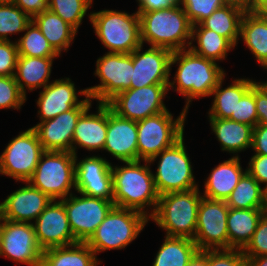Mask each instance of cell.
Listing matches in <instances>:
<instances>
[{"instance_id": "cell-1", "label": "cell", "mask_w": 267, "mask_h": 266, "mask_svg": "<svg viewBox=\"0 0 267 266\" xmlns=\"http://www.w3.org/2000/svg\"><path fill=\"white\" fill-rule=\"evenodd\" d=\"M124 167H113V203L116 207L133 209L145 215L144 207H157L159 194L156 190L150 166L140 165L138 161H126Z\"/></svg>"}, {"instance_id": "cell-2", "label": "cell", "mask_w": 267, "mask_h": 266, "mask_svg": "<svg viewBox=\"0 0 267 266\" xmlns=\"http://www.w3.org/2000/svg\"><path fill=\"white\" fill-rule=\"evenodd\" d=\"M179 63L174 81L169 82L168 88H175L181 95L186 97L187 102L184 110L187 111L192 99L211 96L213 89L225 76L223 69L210 59H206L191 49L175 51L172 54L170 66Z\"/></svg>"}, {"instance_id": "cell-3", "label": "cell", "mask_w": 267, "mask_h": 266, "mask_svg": "<svg viewBox=\"0 0 267 266\" xmlns=\"http://www.w3.org/2000/svg\"><path fill=\"white\" fill-rule=\"evenodd\" d=\"M140 16L141 43L168 49L171 52L186 49L191 40L192 23L180 6L137 12Z\"/></svg>"}, {"instance_id": "cell-4", "label": "cell", "mask_w": 267, "mask_h": 266, "mask_svg": "<svg viewBox=\"0 0 267 266\" xmlns=\"http://www.w3.org/2000/svg\"><path fill=\"white\" fill-rule=\"evenodd\" d=\"M202 197L199 188L163 194L159 196L156 210L149 218L166 230L167 236L194 239Z\"/></svg>"}, {"instance_id": "cell-5", "label": "cell", "mask_w": 267, "mask_h": 266, "mask_svg": "<svg viewBox=\"0 0 267 266\" xmlns=\"http://www.w3.org/2000/svg\"><path fill=\"white\" fill-rule=\"evenodd\" d=\"M148 218L139 211L114 206L86 243L95 254L125 248L139 235Z\"/></svg>"}, {"instance_id": "cell-6", "label": "cell", "mask_w": 267, "mask_h": 266, "mask_svg": "<svg viewBox=\"0 0 267 266\" xmlns=\"http://www.w3.org/2000/svg\"><path fill=\"white\" fill-rule=\"evenodd\" d=\"M96 35L109 52L132 53L141 43L140 16L136 12L102 10L89 17Z\"/></svg>"}, {"instance_id": "cell-7", "label": "cell", "mask_w": 267, "mask_h": 266, "mask_svg": "<svg viewBox=\"0 0 267 266\" xmlns=\"http://www.w3.org/2000/svg\"><path fill=\"white\" fill-rule=\"evenodd\" d=\"M75 164L72 152L44 151L27 183L52 200L64 199L72 194L70 189L75 188Z\"/></svg>"}, {"instance_id": "cell-8", "label": "cell", "mask_w": 267, "mask_h": 266, "mask_svg": "<svg viewBox=\"0 0 267 266\" xmlns=\"http://www.w3.org/2000/svg\"><path fill=\"white\" fill-rule=\"evenodd\" d=\"M187 111L173 120L167 110L137 121L138 160L149 161L183 137Z\"/></svg>"}, {"instance_id": "cell-9", "label": "cell", "mask_w": 267, "mask_h": 266, "mask_svg": "<svg viewBox=\"0 0 267 266\" xmlns=\"http://www.w3.org/2000/svg\"><path fill=\"white\" fill-rule=\"evenodd\" d=\"M159 156L158 168L156 174H153L159 196L170 192L198 188L194 180L190 159L186 153L183 137L171 147L164 149L145 162L150 164Z\"/></svg>"}, {"instance_id": "cell-10", "label": "cell", "mask_w": 267, "mask_h": 266, "mask_svg": "<svg viewBox=\"0 0 267 266\" xmlns=\"http://www.w3.org/2000/svg\"><path fill=\"white\" fill-rule=\"evenodd\" d=\"M95 75L100 85L83 89L79 93L97 99L99 103H108L118 93L130 89L132 77V53L107 52L97 59Z\"/></svg>"}, {"instance_id": "cell-11", "label": "cell", "mask_w": 267, "mask_h": 266, "mask_svg": "<svg viewBox=\"0 0 267 266\" xmlns=\"http://www.w3.org/2000/svg\"><path fill=\"white\" fill-rule=\"evenodd\" d=\"M44 152L33 128L21 132L8 143L0 156V174L27 182Z\"/></svg>"}, {"instance_id": "cell-12", "label": "cell", "mask_w": 267, "mask_h": 266, "mask_svg": "<svg viewBox=\"0 0 267 266\" xmlns=\"http://www.w3.org/2000/svg\"><path fill=\"white\" fill-rule=\"evenodd\" d=\"M168 85L154 84L128 89L118 93L107 104L118 116L137 122L168 110L163 102L169 90Z\"/></svg>"}, {"instance_id": "cell-13", "label": "cell", "mask_w": 267, "mask_h": 266, "mask_svg": "<svg viewBox=\"0 0 267 266\" xmlns=\"http://www.w3.org/2000/svg\"><path fill=\"white\" fill-rule=\"evenodd\" d=\"M60 201L67 212L70 229L77 242H87L115 206L113 201L81 194Z\"/></svg>"}, {"instance_id": "cell-14", "label": "cell", "mask_w": 267, "mask_h": 266, "mask_svg": "<svg viewBox=\"0 0 267 266\" xmlns=\"http://www.w3.org/2000/svg\"><path fill=\"white\" fill-rule=\"evenodd\" d=\"M229 206L225 200L202 197L197 212L194 242L199 251L229 249L227 217Z\"/></svg>"}, {"instance_id": "cell-15", "label": "cell", "mask_w": 267, "mask_h": 266, "mask_svg": "<svg viewBox=\"0 0 267 266\" xmlns=\"http://www.w3.org/2000/svg\"><path fill=\"white\" fill-rule=\"evenodd\" d=\"M39 247L33 223L5 220L0 239V256L29 266H41Z\"/></svg>"}, {"instance_id": "cell-16", "label": "cell", "mask_w": 267, "mask_h": 266, "mask_svg": "<svg viewBox=\"0 0 267 266\" xmlns=\"http://www.w3.org/2000/svg\"><path fill=\"white\" fill-rule=\"evenodd\" d=\"M142 46L143 44L132 52L130 89L154 84H169L170 62L173 52L151 46L145 52L140 53Z\"/></svg>"}, {"instance_id": "cell-17", "label": "cell", "mask_w": 267, "mask_h": 266, "mask_svg": "<svg viewBox=\"0 0 267 266\" xmlns=\"http://www.w3.org/2000/svg\"><path fill=\"white\" fill-rule=\"evenodd\" d=\"M75 190L91 197L113 201L112 165L101 157H87L77 162L75 155Z\"/></svg>"}, {"instance_id": "cell-18", "label": "cell", "mask_w": 267, "mask_h": 266, "mask_svg": "<svg viewBox=\"0 0 267 266\" xmlns=\"http://www.w3.org/2000/svg\"><path fill=\"white\" fill-rule=\"evenodd\" d=\"M55 201L49 203L33 224L36 240L42 251L77 243L70 229L64 204Z\"/></svg>"}, {"instance_id": "cell-19", "label": "cell", "mask_w": 267, "mask_h": 266, "mask_svg": "<svg viewBox=\"0 0 267 266\" xmlns=\"http://www.w3.org/2000/svg\"><path fill=\"white\" fill-rule=\"evenodd\" d=\"M90 107H74L51 120L32 127L44 151L72 152L74 129L80 116Z\"/></svg>"}, {"instance_id": "cell-20", "label": "cell", "mask_w": 267, "mask_h": 266, "mask_svg": "<svg viewBox=\"0 0 267 266\" xmlns=\"http://www.w3.org/2000/svg\"><path fill=\"white\" fill-rule=\"evenodd\" d=\"M103 150L122 162L138 161L137 122L118 116L107 104V133Z\"/></svg>"}, {"instance_id": "cell-21", "label": "cell", "mask_w": 267, "mask_h": 266, "mask_svg": "<svg viewBox=\"0 0 267 266\" xmlns=\"http://www.w3.org/2000/svg\"><path fill=\"white\" fill-rule=\"evenodd\" d=\"M65 79V80H64ZM55 80L46 85L37 101L41 122L51 120L74 107H91V98L78 100L77 90L69 78Z\"/></svg>"}, {"instance_id": "cell-22", "label": "cell", "mask_w": 267, "mask_h": 266, "mask_svg": "<svg viewBox=\"0 0 267 266\" xmlns=\"http://www.w3.org/2000/svg\"><path fill=\"white\" fill-rule=\"evenodd\" d=\"M24 187L14 191L2 203L5 220L14 222H30L44 211L52 199L41 190L26 182Z\"/></svg>"}, {"instance_id": "cell-23", "label": "cell", "mask_w": 267, "mask_h": 266, "mask_svg": "<svg viewBox=\"0 0 267 266\" xmlns=\"http://www.w3.org/2000/svg\"><path fill=\"white\" fill-rule=\"evenodd\" d=\"M87 109L78 119L74 129L72 153L76 155V145L87 150L104 148L107 133V104L99 103L97 114H88ZM76 144V145H75Z\"/></svg>"}, {"instance_id": "cell-24", "label": "cell", "mask_w": 267, "mask_h": 266, "mask_svg": "<svg viewBox=\"0 0 267 266\" xmlns=\"http://www.w3.org/2000/svg\"><path fill=\"white\" fill-rule=\"evenodd\" d=\"M244 173L238 155L220 163L209 174L202 196L211 200L226 201Z\"/></svg>"}, {"instance_id": "cell-25", "label": "cell", "mask_w": 267, "mask_h": 266, "mask_svg": "<svg viewBox=\"0 0 267 266\" xmlns=\"http://www.w3.org/2000/svg\"><path fill=\"white\" fill-rule=\"evenodd\" d=\"M56 57H27L18 56L15 80L20 91L26 96L30 91L48 85L53 59Z\"/></svg>"}, {"instance_id": "cell-26", "label": "cell", "mask_w": 267, "mask_h": 266, "mask_svg": "<svg viewBox=\"0 0 267 266\" xmlns=\"http://www.w3.org/2000/svg\"><path fill=\"white\" fill-rule=\"evenodd\" d=\"M265 209H235L229 207L227 230L229 249H243L253 236Z\"/></svg>"}, {"instance_id": "cell-27", "label": "cell", "mask_w": 267, "mask_h": 266, "mask_svg": "<svg viewBox=\"0 0 267 266\" xmlns=\"http://www.w3.org/2000/svg\"><path fill=\"white\" fill-rule=\"evenodd\" d=\"M209 119L222 151L238 153L252 146L253 126L230 119Z\"/></svg>"}, {"instance_id": "cell-28", "label": "cell", "mask_w": 267, "mask_h": 266, "mask_svg": "<svg viewBox=\"0 0 267 266\" xmlns=\"http://www.w3.org/2000/svg\"><path fill=\"white\" fill-rule=\"evenodd\" d=\"M96 257L86 242H77L43 250L41 266H97Z\"/></svg>"}, {"instance_id": "cell-29", "label": "cell", "mask_w": 267, "mask_h": 266, "mask_svg": "<svg viewBox=\"0 0 267 266\" xmlns=\"http://www.w3.org/2000/svg\"><path fill=\"white\" fill-rule=\"evenodd\" d=\"M240 37L256 60L267 69V18L252 10L246 11L240 25Z\"/></svg>"}, {"instance_id": "cell-30", "label": "cell", "mask_w": 267, "mask_h": 266, "mask_svg": "<svg viewBox=\"0 0 267 266\" xmlns=\"http://www.w3.org/2000/svg\"><path fill=\"white\" fill-rule=\"evenodd\" d=\"M218 82L211 95H215L209 118L229 119L236 116V107L242 96L252 87L255 81L250 79H236L233 84L222 89V81Z\"/></svg>"}, {"instance_id": "cell-31", "label": "cell", "mask_w": 267, "mask_h": 266, "mask_svg": "<svg viewBox=\"0 0 267 266\" xmlns=\"http://www.w3.org/2000/svg\"><path fill=\"white\" fill-rule=\"evenodd\" d=\"M32 21L59 55L62 50H67L77 33L71 25L49 9L35 15Z\"/></svg>"}, {"instance_id": "cell-32", "label": "cell", "mask_w": 267, "mask_h": 266, "mask_svg": "<svg viewBox=\"0 0 267 266\" xmlns=\"http://www.w3.org/2000/svg\"><path fill=\"white\" fill-rule=\"evenodd\" d=\"M246 10L234 4H225L215 10L208 18L200 24L209 30L227 38L234 46L240 36V25Z\"/></svg>"}, {"instance_id": "cell-33", "label": "cell", "mask_w": 267, "mask_h": 266, "mask_svg": "<svg viewBox=\"0 0 267 266\" xmlns=\"http://www.w3.org/2000/svg\"><path fill=\"white\" fill-rule=\"evenodd\" d=\"M198 251L193 239L166 235L153 266H187Z\"/></svg>"}, {"instance_id": "cell-34", "label": "cell", "mask_w": 267, "mask_h": 266, "mask_svg": "<svg viewBox=\"0 0 267 266\" xmlns=\"http://www.w3.org/2000/svg\"><path fill=\"white\" fill-rule=\"evenodd\" d=\"M194 39H197L198 47L192 46ZM187 44L194 53L215 62L225 59L227 52L235 47L227 38L204 28L201 24L193 25L191 41L188 40Z\"/></svg>"}, {"instance_id": "cell-35", "label": "cell", "mask_w": 267, "mask_h": 266, "mask_svg": "<svg viewBox=\"0 0 267 266\" xmlns=\"http://www.w3.org/2000/svg\"><path fill=\"white\" fill-rule=\"evenodd\" d=\"M226 203L235 209H264L265 189L245 171Z\"/></svg>"}, {"instance_id": "cell-36", "label": "cell", "mask_w": 267, "mask_h": 266, "mask_svg": "<svg viewBox=\"0 0 267 266\" xmlns=\"http://www.w3.org/2000/svg\"><path fill=\"white\" fill-rule=\"evenodd\" d=\"M24 31V36L18 39L19 56L27 57H57L59 54L49 44L38 26L31 21Z\"/></svg>"}, {"instance_id": "cell-37", "label": "cell", "mask_w": 267, "mask_h": 266, "mask_svg": "<svg viewBox=\"0 0 267 266\" xmlns=\"http://www.w3.org/2000/svg\"><path fill=\"white\" fill-rule=\"evenodd\" d=\"M31 21L11 0H0V40L8 41V34L24 31Z\"/></svg>"}, {"instance_id": "cell-38", "label": "cell", "mask_w": 267, "mask_h": 266, "mask_svg": "<svg viewBox=\"0 0 267 266\" xmlns=\"http://www.w3.org/2000/svg\"><path fill=\"white\" fill-rule=\"evenodd\" d=\"M93 0H48V9L56 13L76 31Z\"/></svg>"}, {"instance_id": "cell-39", "label": "cell", "mask_w": 267, "mask_h": 266, "mask_svg": "<svg viewBox=\"0 0 267 266\" xmlns=\"http://www.w3.org/2000/svg\"><path fill=\"white\" fill-rule=\"evenodd\" d=\"M225 4H227L225 0H180V5H182L192 25L200 24Z\"/></svg>"}, {"instance_id": "cell-40", "label": "cell", "mask_w": 267, "mask_h": 266, "mask_svg": "<svg viewBox=\"0 0 267 266\" xmlns=\"http://www.w3.org/2000/svg\"><path fill=\"white\" fill-rule=\"evenodd\" d=\"M26 96L20 91L14 76H0V109H20Z\"/></svg>"}, {"instance_id": "cell-41", "label": "cell", "mask_w": 267, "mask_h": 266, "mask_svg": "<svg viewBox=\"0 0 267 266\" xmlns=\"http://www.w3.org/2000/svg\"><path fill=\"white\" fill-rule=\"evenodd\" d=\"M230 120L255 127L258 124L257 110L255 104V83L242 96L236 107V116Z\"/></svg>"}, {"instance_id": "cell-42", "label": "cell", "mask_w": 267, "mask_h": 266, "mask_svg": "<svg viewBox=\"0 0 267 266\" xmlns=\"http://www.w3.org/2000/svg\"><path fill=\"white\" fill-rule=\"evenodd\" d=\"M245 257L267 255V213L265 212L247 245L242 249Z\"/></svg>"}, {"instance_id": "cell-43", "label": "cell", "mask_w": 267, "mask_h": 266, "mask_svg": "<svg viewBox=\"0 0 267 266\" xmlns=\"http://www.w3.org/2000/svg\"><path fill=\"white\" fill-rule=\"evenodd\" d=\"M208 266H246L241 249H208Z\"/></svg>"}, {"instance_id": "cell-44", "label": "cell", "mask_w": 267, "mask_h": 266, "mask_svg": "<svg viewBox=\"0 0 267 266\" xmlns=\"http://www.w3.org/2000/svg\"><path fill=\"white\" fill-rule=\"evenodd\" d=\"M17 43L0 40V76H14L18 59Z\"/></svg>"}, {"instance_id": "cell-45", "label": "cell", "mask_w": 267, "mask_h": 266, "mask_svg": "<svg viewBox=\"0 0 267 266\" xmlns=\"http://www.w3.org/2000/svg\"><path fill=\"white\" fill-rule=\"evenodd\" d=\"M246 171L254 177L260 185L261 183H266V186L263 188L267 189V156L253 155Z\"/></svg>"}, {"instance_id": "cell-46", "label": "cell", "mask_w": 267, "mask_h": 266, "mask_svg": "<svg viewBox=\"0 0 267 266\" xmlns=\"http://www.w3.org/2000/svg\"><path fill=\"white\" fill-rule=\"evenodd\" d=\"M255 104L258 124L267 125V89L261 82H255Z\"/></svg>"}, {"instance_id": "cell-47", "label": "cell", "mask_w": 267, "mask_h": 266, "mask_svg": "<svg viewBox=\"0 0 267 266\" xmlns=\"http://www.w3.org/2000/svg\"><path fill=\"white\" fill-rule=\"evenodd\" d=\"M255 155L267 156V125L257 124L253 128L252 146Z\"/></svg>"}, {"instance_id": "cell-48", "label": "cell", "mask_w": 267, "mask_h": 266, "mask_svg": "<svg viewBox=\"0 0 267 266\" xmlns=\"http://www.w3.org/2000/svg\"><path fill=\"white\" fill-rule=\"evenodd\" d=\"M23 12L31 18L35 15L45 12L48 9V0H11Z\"/></svg>"}, {"instance_id": "cell-49", "label": "cell", "mask_w": 267, "mask_h": 266, "mask_svg": "<svg viewBox=\"0 0 267 266\" xmlns=\"http://www.w3.org/2000/svg\"><path fill=\"white\" fill-rule=\"evenodd\" d=\"M139 8L137 12H150L180 5V0H137Z\"/></svg>"}, {"instance_id": "cell-50", "label": "cell", "mask_w": 267, "mask_h": 266, "mask_svg": "<svg viewBox=\"0 0 267 266\" xmlns=\"http://www.w3.org/2000/svg\"><path fill=\"white\" fill-rule=\"evenodd\" d=\"M187 266H208V249L198 251Z\"/></svg>"}, {"instance_id": "cell-51", "label": "cell", "mask_w": 267, "mask_h": 266, "mask_svg": "<svg viewBox=\"0 0 267 266\" xmlns=\"http://www.w3.org/2000/svg\"><path fill=\"white\" fill-rule=\"evenodd\" d=\"M245 258L246 266H267V255Z\"/></svg>"}, {"instance_id": "cell-52", "label": "cell", "mask_w": 267, "mask_h": 266, "mask_svg": "<svg viewBox=\"0 0 267 266\" xmlns=\"http://www.w3.org/2000/svg\"><path fill=\"white\" fill-rule=\"evenodd\" d=\"M226 3L234 4L244 8L246 11L253 10L257 0H225Z\"/></svg>"}, {"instance_id": "cell-53", "label": "cell", "mask_w": 267, "mask_h": 266, "mask_svg": "<svg viewBox=\"0 0 267 266\" xmlns=\"http://www.w3.org/2000/svg\"><path fill=\"white\" fill-rule=\"evenodd\" d=\"M252 11L262 17L267 18V0H257Z\"/></svg>"}, {"instance_id": "cell-54", "label": "cell", "mask_w": 267, "mask_h": 266, "mask_svg": "<svg viewBox=\"0 0 267 266\" xmlns=\"http://www.w3.org/2000/svg\"><path fill=\"white\" fill-rule=\"evenodd\" d=\"M1 221H2V223H1ZM3 221H5V218H4L3 213H2V210H1V208H0V239H1V231H2V227H3V224H4Z\"/></svg>"}, {"instance_id": "cell-55", "label": "cell", "mask_w": 267, "mask_h": 266, "mask_svg": "<svg viewBox=\"0 0 267 266\" xmlns=\"http://www.w3.org/2000/svg\"><path fill=\"white\" fill-rule=\"evenodd\" d=\"M265 212L267 213V189H265Z\"/></svg>"}, {"instance_id": "cell-56", "label": "cell", "mask_w": 267, "mask_h": 266, "mask_svg": "<svg viewBox=\"0 0 267 266\" xmlns=\"http://www.w3.org/2000/svg\"><path fill=\"white\" fill-rule=\"evenodd\" d=\"M267 89V81L266 83H261Z\"/></svg>"}]
</instances>
